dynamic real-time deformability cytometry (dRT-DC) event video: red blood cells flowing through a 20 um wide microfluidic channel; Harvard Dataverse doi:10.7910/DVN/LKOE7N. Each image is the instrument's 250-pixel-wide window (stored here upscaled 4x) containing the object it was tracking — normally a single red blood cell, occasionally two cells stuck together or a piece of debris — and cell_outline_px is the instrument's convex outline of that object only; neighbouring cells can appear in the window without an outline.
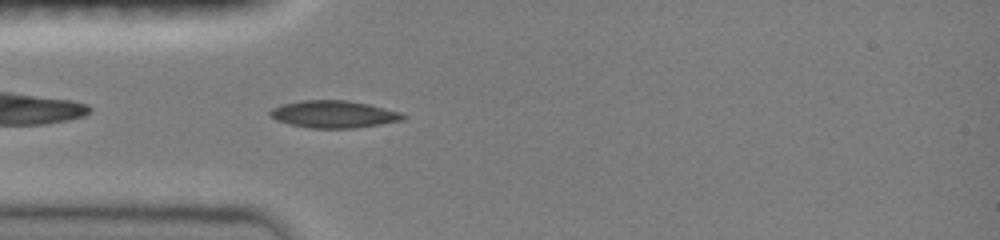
{"species": "common noctule bat (a hibernating species)", "species_latin": "Nyctalus noctula", "temperature_condition": "room temperature", "stored_images_in_passage": 3, "camera_frame_rate_fps": 3000, "um_per_image_px": 0.085, "animal": {"sex": "female", "body_mass_g": 19.0, "forearm_length_mm": 51.5}, "frame": {"image": 1, "passage_image": 3, "time_ms": 0.667, "image_size_px": [1000, 240], "cell_outline_px": [[408, 116], [404, 120], [356, 128], [312, 128], [288, 124], [276, 120], [268, 112], [272, 108], [280, 104], [300, 100], [348, 100], [368, 104], [400, 112]], "centroid_in_image_um": [28.36, 9.7], "position_along_channel_um": 56.6, "area_um2": 21.21}}